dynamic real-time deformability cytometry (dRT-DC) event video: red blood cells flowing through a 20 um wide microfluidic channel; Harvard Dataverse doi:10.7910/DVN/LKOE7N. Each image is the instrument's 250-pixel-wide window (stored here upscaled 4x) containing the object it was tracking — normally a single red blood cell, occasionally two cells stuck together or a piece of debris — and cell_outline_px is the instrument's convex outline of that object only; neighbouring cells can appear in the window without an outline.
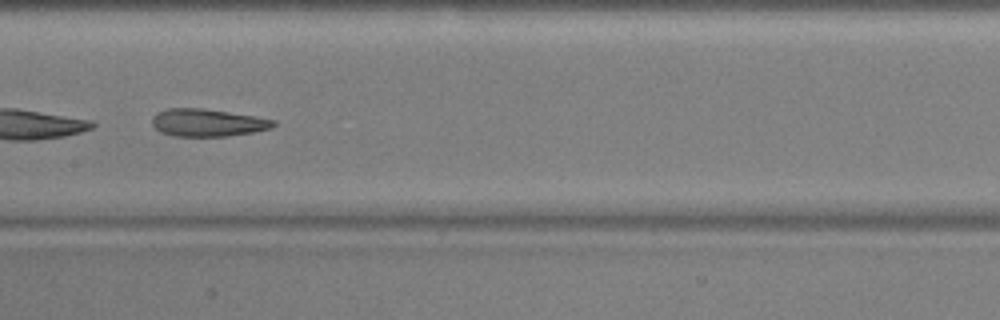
{"species": "common noctule bat (a hibernating species)", "species_latin": "Nyctalus noctula", "temperature_condition": "warm", "stored_images_in_passage": 28, "camera_frame_rate_fps": 3000, "um_per_image_px": 0.085, "animal": {"sex": "male", "body_mass_g": 17.9, "forearm_length_mm": 54.2}, "frame": {"image": 1, "passage_image": 20, "time_ms": 6.333, "image_size_px": [1000, 320], "cell_outline_px": [[276, 124], [272, 128], [252, 132], [228, 136], [176, 136], [160, 132], [152, 124], [152, 116], [156, 112], [168, 108], [204, 108], [256, 116], [276, 120]], "centroid_in_image_um": [17.65, 10.41], "position_along_channel_um": 189.8, "area_um2": 19.59}}